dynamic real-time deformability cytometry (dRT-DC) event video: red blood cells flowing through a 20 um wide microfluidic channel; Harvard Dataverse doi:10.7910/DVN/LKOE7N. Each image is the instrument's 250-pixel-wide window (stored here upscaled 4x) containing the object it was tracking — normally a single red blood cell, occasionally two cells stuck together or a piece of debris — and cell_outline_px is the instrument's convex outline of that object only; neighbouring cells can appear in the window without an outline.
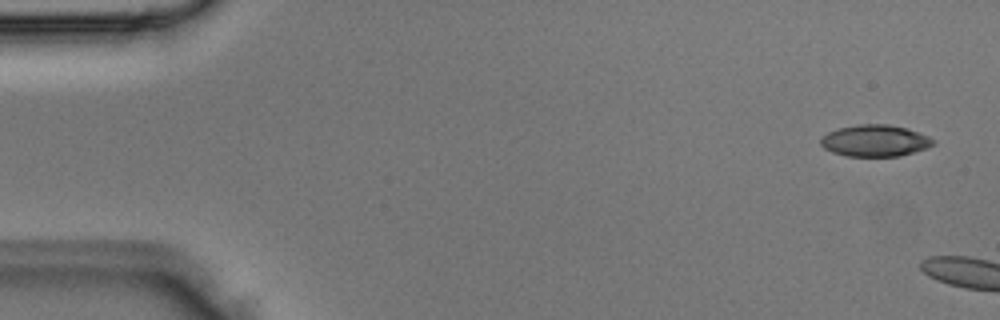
{"species": "Egyptian fruit bat (a non-hibernating species)", "species_latin": "Rousettus aegyptiacus", "temperature_condition": "room temperature", "stored_images_in_passage": 5, "camera_frame_rate_fps": 3000, "um_per_image_px": 0.085, "animal": {"sex": "male"}, "frame": {"image": 1, "passage_image": 1, "time_ms": 0.0, "image_size_px": [1000, 320], "cell_outline_px": [[936, 144], [928, 148], [900, 156], [848, 156], [832, 152], [824, 148], [820, 144], [820, 140], [828, 132], [840, 128], [860, 124], [888, 124], [908, 128], [928, 136], [936, 140]], "centroid_in_image_um": [74.43, 11.96], "position_along_channel_um": 10.6, "area_um2": 20.81}}